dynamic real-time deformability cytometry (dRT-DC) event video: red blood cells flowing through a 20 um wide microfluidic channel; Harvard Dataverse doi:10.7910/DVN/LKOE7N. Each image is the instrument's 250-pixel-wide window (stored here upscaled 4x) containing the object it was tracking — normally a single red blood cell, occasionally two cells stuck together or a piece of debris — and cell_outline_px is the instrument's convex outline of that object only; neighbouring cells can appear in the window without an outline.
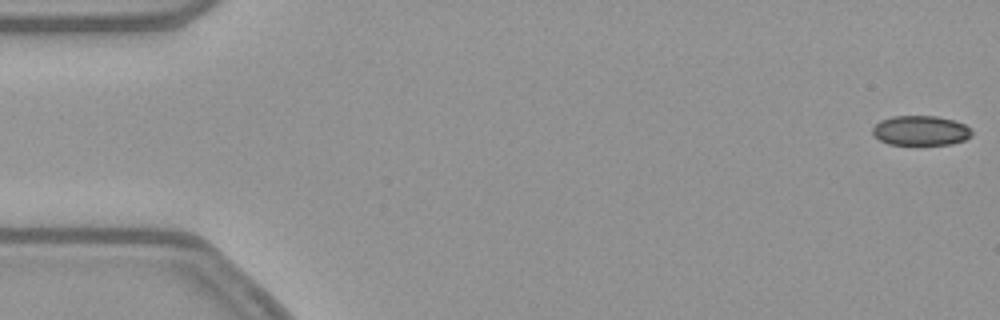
{"species": "common noctule bat (a hibernating species)", "species_latin": "Nyctalus noctula", "temperature_condition": "warm", "stored_images_in_passage": 53, "camera_frame_rate_fps": 3000, "um_per_image_px": 0.085, "animal": {"sex": "female", "body_mass_g": 21.9}, "frame": {"image": 1, "passage_image": 1, "time_ms": 0.0, "image_size_px": [1000, 320], "cell_outline_px": [[972, 136], [964, 140], [952, 144], [888, 144], [872, 136], [872, 128], [880, 120], [892, 116], [936, 116], [952, 120], [964, 124], [972, 132]], "centroid_in_image_um": [78.22, 11.1], "position_along_channel_um": 6.8, "area_um2": 17.17}}
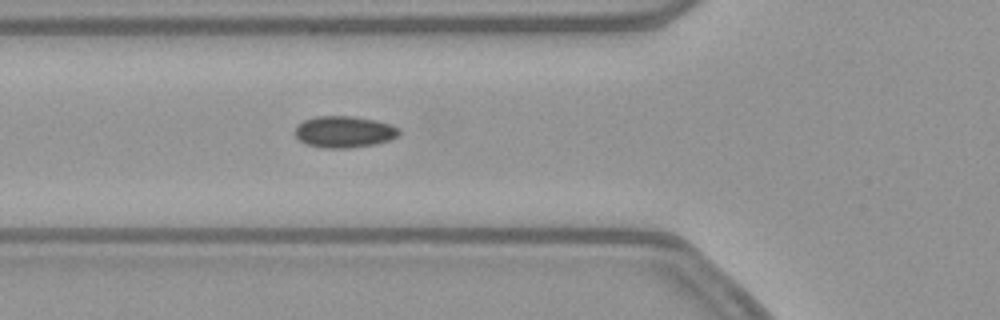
{"frame": {"image": 2, "passage_image": 19, "time_ms": 6.0, "image_size_px": [1000, 320], "cell_outline_px": [[400, 132], [396, 136], [388, 140], [376, 144], [348, 148], [324, 148], [308, 144], [300, 140], [296, 136], [296, 124], [304, 120], [316, 116], [352, 116], [376, 120], [392, 124], [400, 128]], "centroid_in_image_um": [29.27, 11.19], "position_along_channel_um": 96.5, "area_um2": 19.13}}
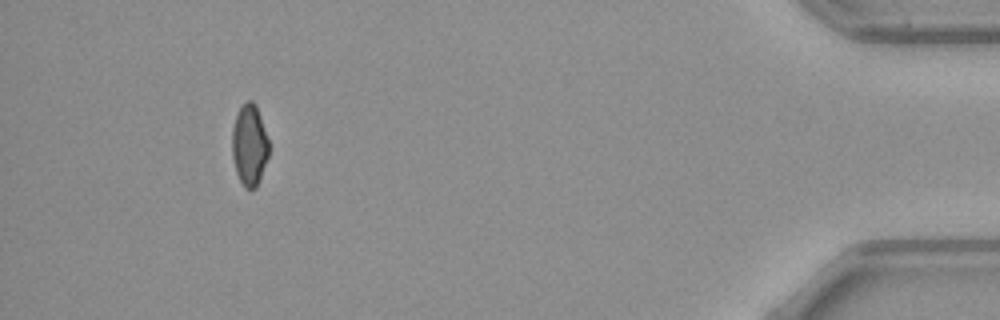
{"frame": {"image": 3, "passage_image": 49, "time_ms": 16.0, "image_size_px": [1000, 320], "cell_outline_px": [[268, 156], [256, 188], [244, 188], [236, 172], [232, 156], [232, 128], [236, 116], [240, 108], [248, 100], [252, 100], [256, 104], [268, 140]], "centroid_in_image_um": [21.19, 12.33], "position_along_channel_um": 414.0, "area_um2": 17.17}, "authors_computed_cell_mechanics": {"area_um2": 18.6116, "velocity_mm_per_s": 3.8839, "shape_relaxation_time_tau1_ms": null, "shape_relaxation_time_tau2_ms": 1.4804, "deformation_change_tau1": null, "deformation_change_tau2": 0.0661}}